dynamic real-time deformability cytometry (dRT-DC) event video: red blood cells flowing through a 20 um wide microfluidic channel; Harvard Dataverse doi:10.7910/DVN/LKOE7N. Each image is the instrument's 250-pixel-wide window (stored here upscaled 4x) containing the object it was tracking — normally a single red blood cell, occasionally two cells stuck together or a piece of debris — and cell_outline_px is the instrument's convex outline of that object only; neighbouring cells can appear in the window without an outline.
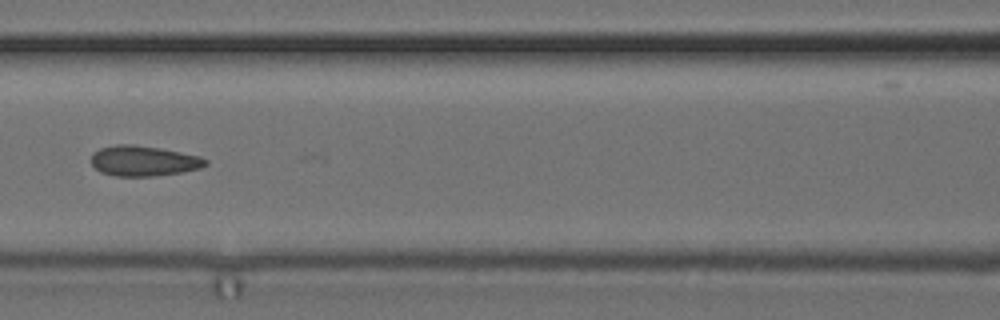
{"species": "common noctule bat (a hibernating species)", "species_latin": "Nyctalus noctula", "temperature_condition": "cold", "stored_images_in_passage": 9, "camera_frame_rate_fps": 3000, "um_per_image_px": 0.085, "animal": {"sex": "female", "body_mass_g": 24.6, "forearm_length_mm": 56.2}, "frame": {"image": 1, "passage_image": 6, "time_ms": 1.667, "image_size_px": [1000, 320], "cell_outline_px": [[208, 164], [200, 168], [180, 172], [156, 176], [116, 176], [100, 172], [92, 164], [92, 152], [100, 148], [116, 144], [132, 144], [160, 148], [200, 156], [208, 160]], "centroid_in_image_um": [12.2, 13.67], "position_along_channel_um": 154.4, "area_um2": 20.23}}
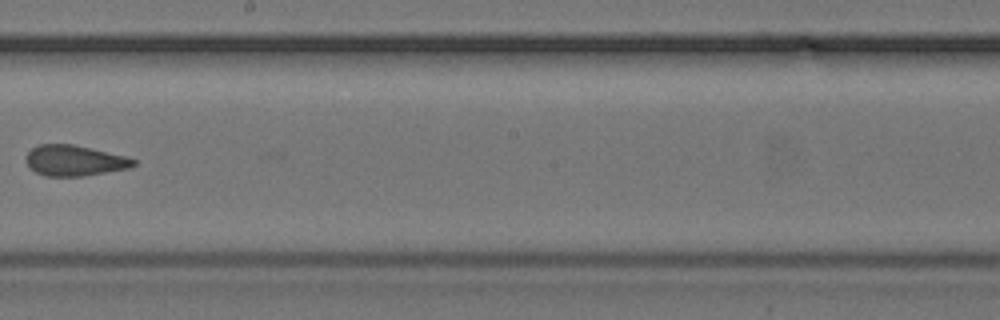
{"frame": {"image": 2, "passage_image": 8, "time_ms": 2.333, "image_size_px": [1000, 320], "cell_outline_px": [[136, 164], [128, 168], [84, 176], [44, 176], [28, 168], [24, 160], [28, 152], [32, 148], [40, 144], [72, 144], [124, 156], [136, 160]], "centroid_in_image_um": [6.26, 13.66], "position_along_channel_um": 241.9, "area_um2": 19.13}}
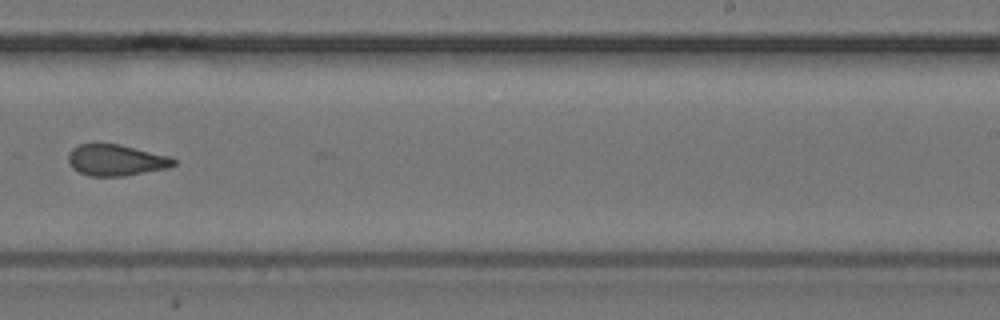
{"frame": {"image": 3, "passage_image": 9, "time_ms": 2.667, "image_size_px": [1000, 320], "cell_outline_px": [[176, 164], [168, 168], [124, 176], [88, 176], [72, 168], [68, 160], [68, 152], [72, 148], [80, 144], [120, 144], [172, 156], [176, 160]], "centroid_in_image_um": [9.89, 13.61], "position_along_channel_um": 279.1, "area_um2": 19.36}}